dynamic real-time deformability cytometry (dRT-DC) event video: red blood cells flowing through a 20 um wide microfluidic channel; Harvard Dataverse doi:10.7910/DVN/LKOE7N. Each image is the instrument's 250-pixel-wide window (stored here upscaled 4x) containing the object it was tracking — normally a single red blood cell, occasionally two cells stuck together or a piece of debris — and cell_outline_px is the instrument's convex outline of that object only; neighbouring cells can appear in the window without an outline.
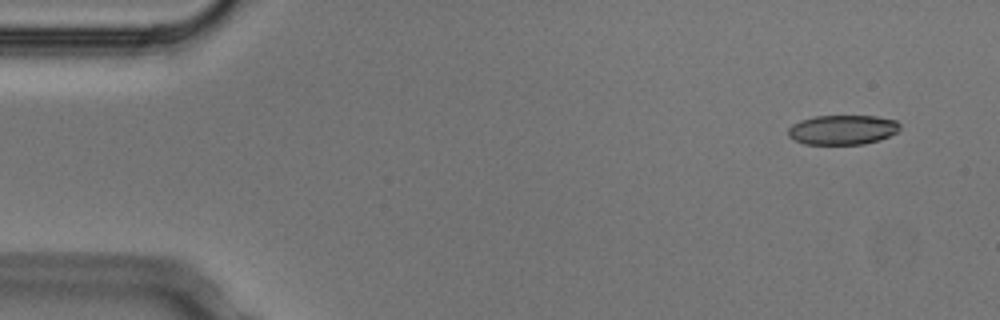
{"species": "Egyptian fruit bat (a non-hibernating species)", "species_latin": "Rousettus aegyptiacus", "temperature_condition": "cold", "stored_images_in_passage": 5, "segment_of_instrument_passage": [1, 2], "camera_frame_rate_fps": 3000, "um_per_image_px": 0.085, "animal": {"sex": "male"}, "frame": {"image": 1, "passage_image": 1, "time_ms": 0.0, "image_size_px": [1000, 320], "cell_outline_px": [[900, 128], [896, 132], [880, 140], [864, 144], [804, 144], [788, 136], [788, 128], [792, 124], [800, 120], [816, 116], [876, 116], [896, 120], [900, 124]], "centroid_in_image_um": [71.61, 11.03], "position_along_channel_um": 13.4, "area_um2": 19.31}}
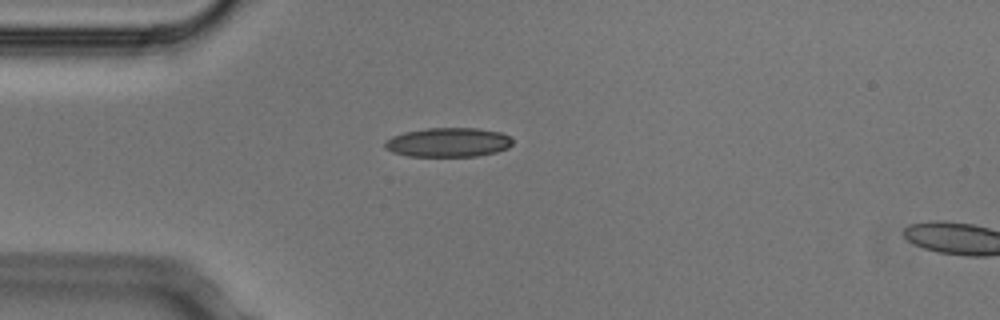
{"frame": {"image": 2, "passage_image": 4, "time_ms": 1.0, "image_size_px": [1000, 320], "cell_outline_px": [[512, 144], [508, 148], [496, 152], [476, 156], [408, 156], [392, 152], [384, 148], [384, 140], [392, 136], [404, 132], [424, 128], [476, 128], [500, 132], [512, 136]], "centroid_in_image_um": [38.08, 12.09], "position_along_channel_um": 46.9, "area_um2": 21.96}}